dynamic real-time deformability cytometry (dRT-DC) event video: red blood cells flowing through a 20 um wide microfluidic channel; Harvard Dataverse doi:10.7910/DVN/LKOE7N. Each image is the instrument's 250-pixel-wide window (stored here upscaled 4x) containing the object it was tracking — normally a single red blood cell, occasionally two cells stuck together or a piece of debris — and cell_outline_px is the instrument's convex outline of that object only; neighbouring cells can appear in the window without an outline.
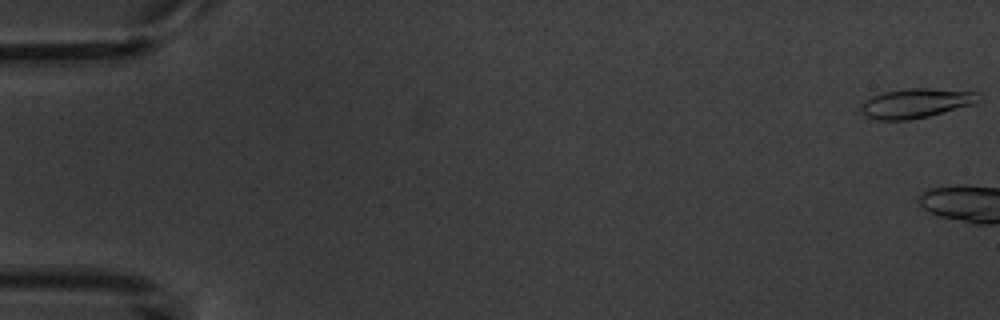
{"species": "common noctule bat (a hibernating species)", "species_latin": "Nyctalus noctula", "temperature_condition": "warm", "stored_images_in_passage": 8, "camera_frame_rate_fps": 3000, "um_per_image_px": 0.085, "animal": {"sex": "male", "body_mass_g": 20.1, "forearm_length_mm": 53.5}, "frame": {"image": 1, "passage_image": 1, "time_ms": 0.0, "image_size_px": [1000, 320], "cell_outline_px": [[980, 92], [976, 104], [928, 116], [908, 120], [876, 120], [868, 116], [860, 108], [860, 104], [864, 100], [872, 96], [884, 92], [908, 88], [932, 88]], "centroid_in_image_um": [77.87, 8.76], "position_along_channel_um": 7.1, "area_um2": 20.23}}